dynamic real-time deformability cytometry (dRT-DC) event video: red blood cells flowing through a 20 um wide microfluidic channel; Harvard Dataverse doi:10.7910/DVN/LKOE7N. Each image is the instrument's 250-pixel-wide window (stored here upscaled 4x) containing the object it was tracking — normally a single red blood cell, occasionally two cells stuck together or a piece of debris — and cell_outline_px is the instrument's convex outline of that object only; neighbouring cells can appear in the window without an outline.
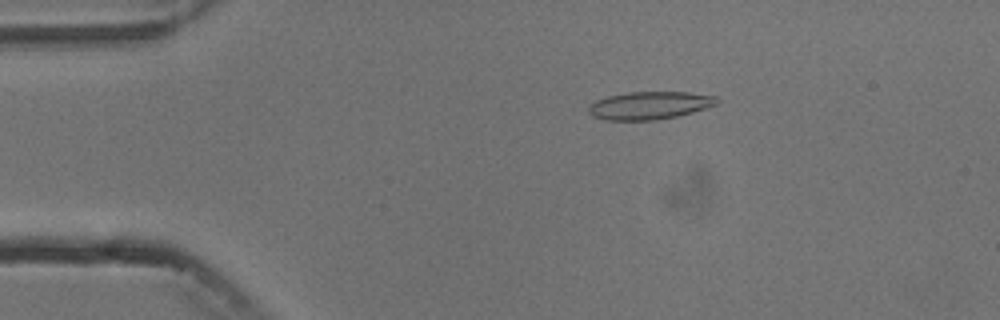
{"species": "common noctule bat (a hibernating species)", "species_latin": "Nyctalus noctula", "temperature_condition": "cold", "stored_images_in_passage": 3, "camera_frame_rate_fps": 3000, "um_per_image_px": 0.085, "animal": {"sex": "male", "body_mass_g": 13.3}, "frame": {"image": 1, "passage_image": 2, "time_ms": 1.333, "image_size_px": [1000, 320], "cell_outline_px": [[720, 100], [716, 104], [692, 112], [676, 116], [656, 120], [604, 120], [592, 116], [588, 112], [588, 104], [596, 100], [608, 96], [628, 92], [688, 92], [716, 96]], "centroid_in_image_um": [55.17, 8.96], "position_along_channel_um": 29.8, "area_um2": 20.81}}